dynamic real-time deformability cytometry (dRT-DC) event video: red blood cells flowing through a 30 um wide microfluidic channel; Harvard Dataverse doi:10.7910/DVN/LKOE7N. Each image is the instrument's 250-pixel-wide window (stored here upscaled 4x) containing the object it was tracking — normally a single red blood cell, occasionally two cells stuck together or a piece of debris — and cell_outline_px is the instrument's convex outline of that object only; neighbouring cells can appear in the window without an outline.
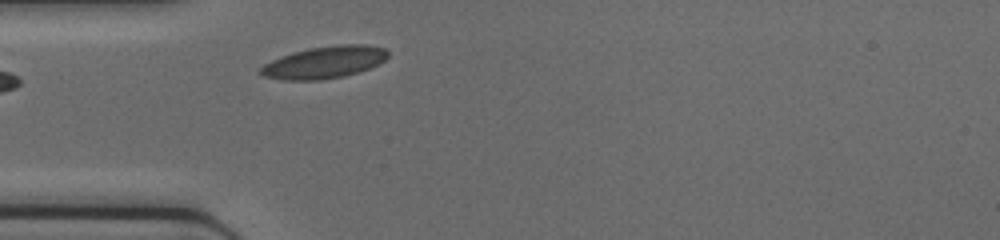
{"species": "common noctule bat (a hibernating species)", "species_latin": "Nyctalus noctula", "temperature_condition": "cold", "stored_images_in_passage": 20, "camera_frame_rate_fps": 3000, "um_per_image_px": 0.085, "animal": {"sex": "female", "body_mass_g": 17.0, "forearm_length_mm": 48.0}, "frame": {"image": 1, "passage_image": 1, "time_ms": 0.0, "image_size_px": [1000, 240], "cell_outline_px": [[388, 56], [380, 64], [360, 72], [344, 76], [320, 80], [284, 80], [264, 76], [260, 72], [260, 68], [264, 64], [280, 56], [292, 52], [308, 48], [340, 44], [368, 44], [384, 48], [388, 52]], "centroid_in_image_um": [27.6, 5.29], "position_along_channel_um": 57.4, "area_um2": 23.99}}
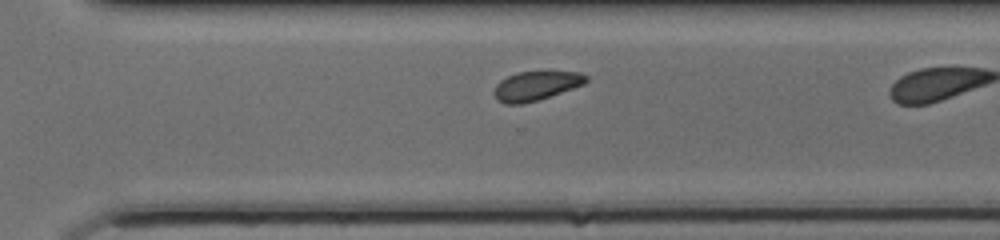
{"frame": {"image": 2, "passage_image": 17, "time_ms": 5.333, "image_size_px": [1000, 240], "cell_outline_px": [[588, 80], [584, 84], [524, 104], [504, 104], [492, 92], [496, 84], [500, 80], [516, 72], [580, 72], [588, 76]], "centroid_in_image_um": [45.53, 7.29], "position_along_channel_um": 325.1, "area_um2": 15.37}}